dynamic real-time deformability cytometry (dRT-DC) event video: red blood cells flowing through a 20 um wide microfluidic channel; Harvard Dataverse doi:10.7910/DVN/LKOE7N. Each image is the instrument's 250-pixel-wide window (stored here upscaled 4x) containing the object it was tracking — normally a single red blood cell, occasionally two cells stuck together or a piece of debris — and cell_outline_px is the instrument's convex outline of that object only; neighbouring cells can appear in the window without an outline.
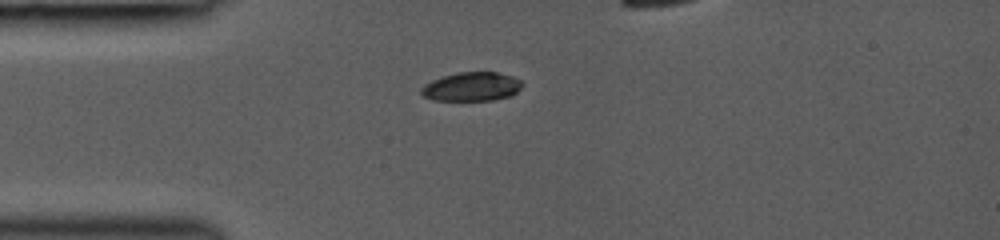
{"species": "common noctule bat (a hibernating species)", "species_latin": "Nyctalus noctula", "temperature_condition": "room temperature", "stored_images_in_passage": 3, "segment_of_instrument_passage": [1, 2], "camera_frame_rate_fps": 3000, "um_per_image_px": 0.085, "animal": {"sex": "female", "body_mass_g": 19.0, "forearm_length_mm": 53.3}, "frame": {"image": 1, "passage_image": 1, "time_ms": 0.0, "image_size_px": [1000, 240], "cell_outline_px": [[524, 84], [512, 96], [492, 100], [432, 100], [424, 96], [420, 92], [420, 88], [424, 84], [432, 80], [456, 72], [496, 72], [512, 76], [520, 80]], "centroid_in_image_um": [40.09, 7.36], "position_along_channel_um": 44.9, "area_um2": 17.05}}